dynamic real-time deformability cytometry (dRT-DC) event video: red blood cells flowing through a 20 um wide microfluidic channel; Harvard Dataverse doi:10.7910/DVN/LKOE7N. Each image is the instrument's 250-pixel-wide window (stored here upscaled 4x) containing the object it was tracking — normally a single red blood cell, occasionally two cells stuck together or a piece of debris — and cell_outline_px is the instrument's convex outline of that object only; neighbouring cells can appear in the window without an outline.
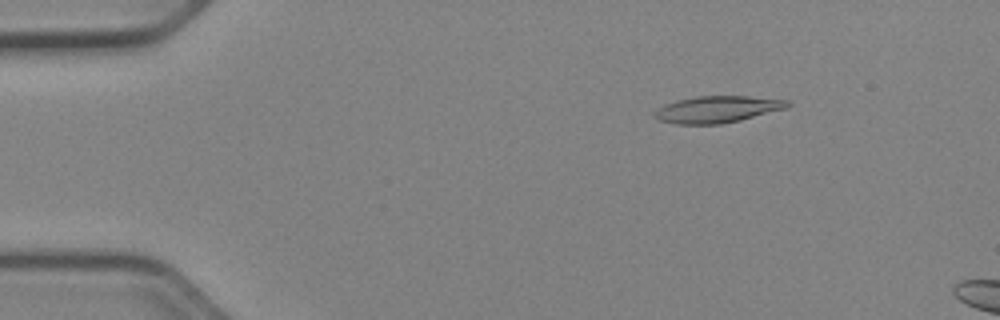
{"species": "Egyptian fruit bat (a non-hibernating species)", "species_latin": "Rousettus aegyptiacus", "temperature_condition": "cold", "stored_images_in_passage": 17, "camera_frame_rate_fps": 3000, "um_per_image_px": 0.085, "animal": {"sex": "female"}, "frame": {"image": 1, "passage_image": 8, "time_ms": 2.333, "image_size_px": [1000, 320], "cell_outline_px": [[792, 104], [788, 108], [740, 120], [720, 124], [676, 124], [660, 120], [652, 116], [652, 112], [656, 108], [664, 104], [676, 100], [696, 96], [748, 96], [788, 100]], "centroid_in_image_um": [60.94, 9.29], "position_along_channel_um": 24.1, "area_um2": 20.92}}